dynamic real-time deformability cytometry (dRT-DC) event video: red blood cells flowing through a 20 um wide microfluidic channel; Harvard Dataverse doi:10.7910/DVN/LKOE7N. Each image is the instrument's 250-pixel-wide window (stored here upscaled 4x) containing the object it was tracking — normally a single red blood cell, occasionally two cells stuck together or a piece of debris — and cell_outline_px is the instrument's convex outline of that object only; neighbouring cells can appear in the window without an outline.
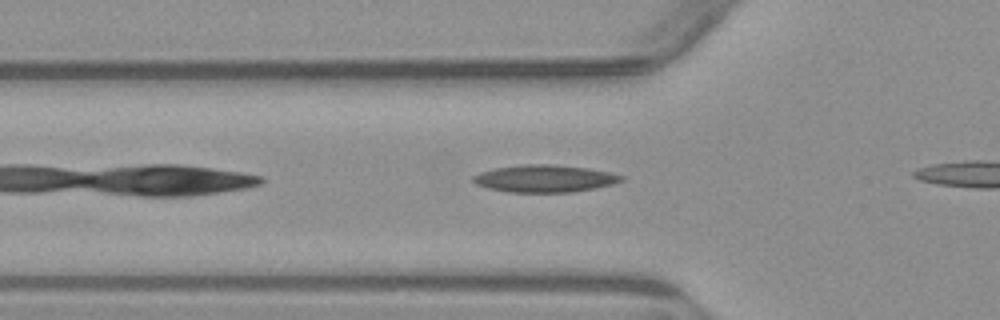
{"species": "common noctule bat (a hibernating species)", "species_latin": "Nyctalus noctula", "temperature_condition": "warm", "stored_images_in_passage": 3, "segment_of_instrument_passage": [2, 2], "camera_frame_rate_fps": 3000, "um_per_image_px": 0.085, "animal": {"sex": "male", "body_mass_g": 23.1, "forearm_length_mm": 52.7}, "frame": {"image": 1, "passage_image": 3, "time_ms": 2.667, "image_size_px": [1000, 320], "cell_outline_px": [[624, 180], [612, 184], [596, 188], [572, 192], [508, 192], [488, 188], [476, 184], [472, 180], [472, 176], [480, 172], [496, 168], [524, 164], [552, 164], [588, 168], [608, 172], [624, 176]], "centroid_in_image_um": [46.29, 15.18], "position_along_channel_um": 79.5, "area_um2": 23.52}}